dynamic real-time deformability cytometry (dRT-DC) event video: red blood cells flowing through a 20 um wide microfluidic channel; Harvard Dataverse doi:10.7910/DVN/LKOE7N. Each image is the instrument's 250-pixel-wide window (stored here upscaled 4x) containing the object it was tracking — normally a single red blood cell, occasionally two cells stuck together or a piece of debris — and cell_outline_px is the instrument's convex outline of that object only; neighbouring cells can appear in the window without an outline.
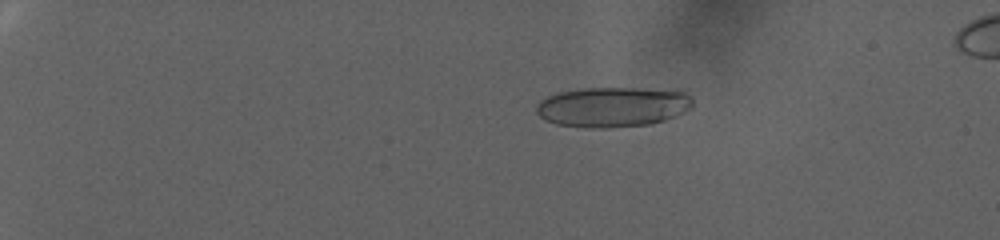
{"species": "human", "species_latin": "Homo sapiens", "temperature_condition": "warm", "stored_images_in_passage": 56, "camera_frame_rate_fps": 3000, "um_per_image_px": 0.085, "donor": {"sex": "female"}, "frame": {"image": 1, "passage_image": 22, "time_ms": 7.0, "image_size_px": [1000, 240], "cell_outline_px": [[692, 108], [684, 112], [664, 120], [648, 124], [608, 128], [584, 128], [556, 124], [544, 120], [536, 112], [536, 104], [540, 100], [556, 92], [580, 88], [632, 88], [684, 92], [692, 96]], "centroid_in_image_um": [52.02, 9.09], "position_along_channel_um": 33.0, "area_um2": 36.65}}
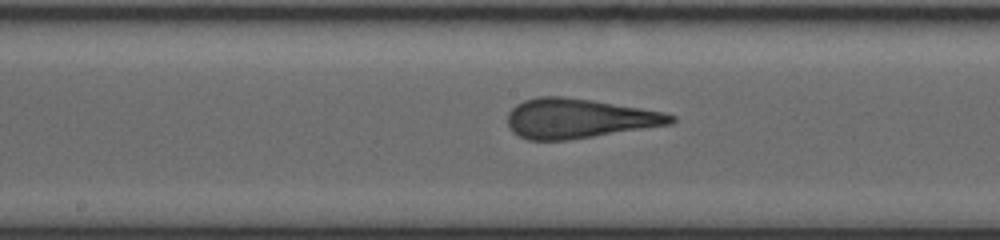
{"frame": {"image": 2, "passage_image": 38, "time_ms": 12.333, "image_size_px": [1000, 240], "cell_outline_px": [[676, 120], [672, 124], [568, 140], [528, 140], [512, 132], [508, 128], [508, 112], [516, 104], [524, 100], [540, 96], [564, 96], [592, 100], [664, 112], [676, 116]], "centroid_in_image_um": [49.18, 10.06], "position_along_channel_um": 199.0, "area_um2": 37.69}}
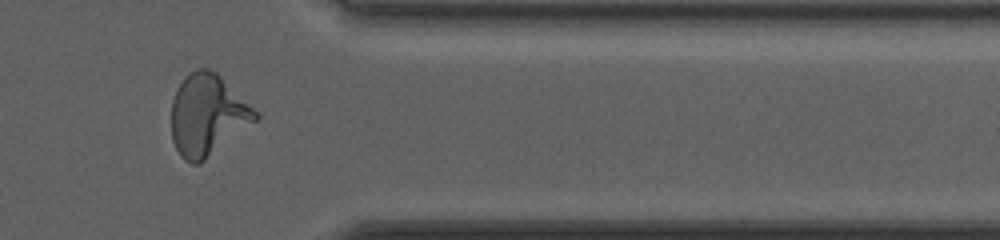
{"frame": {"image": 3, "passage_image": 51, "time_ms": 16.667, "image_size_px": [1000, 240], "cell_outline_px": [[260, 116], [256, 120], [200, 164], [192, 164], [184, 160], [180, 156], [172, 140], [172, 100], [184, 76], [196, 68], [208, 68], [216, 72], [260, 112]], "centroid_in_image_um": [17.64, 9.77], "position_along_channel_um": 393.8, "area_um2": 39.77}, "authors_computed_cell_mechanics": {"area_um2": 36.9342, "velocity_mm_per_s": 4.997, "shape_relaxation_time_tau1_ms": 4.4285, "shape_relaxation_time_tau2_ms": null, "deformation_change_tau1": 0.2518, "deformation_change_tau2": null}}